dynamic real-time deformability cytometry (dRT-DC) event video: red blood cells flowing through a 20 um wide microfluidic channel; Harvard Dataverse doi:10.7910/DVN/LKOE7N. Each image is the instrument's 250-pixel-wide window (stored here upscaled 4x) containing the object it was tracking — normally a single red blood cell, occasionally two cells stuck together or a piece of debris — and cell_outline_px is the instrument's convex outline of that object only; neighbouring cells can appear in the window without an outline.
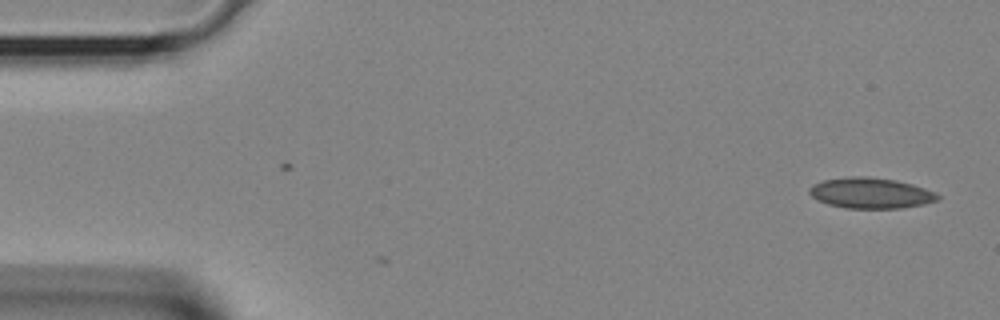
{"species": "Egyptian fruit bat (a non-hibernating species)", "species_latin": "Rousettus aegyptiacus", "temperature_condition": "room temperature", "stored_images_in_passage": 2, "camera_frame_rate_fps": 3000, "um_per_image_px": 0.085, "animal": {"sex": "female"}, "frame": {"image": 1, "passage_image": 2, "time_ms": 0.333, "image_size_px": [1000, 320], "cell_outline_px": [[940, 196], [936, 200], [924, 204], [900, 208], [844, 208], [828, 204], [816, 200], [808, 192], [808, 188], [812, 184], [824, 180], [852, 176], [868, 176], [896, 180], [912, 184], [936, 192]], "centroid_in_image_um": [73.98, 16.4], "position_along_channel_um": 11.0, "area_um2": 23.0}}